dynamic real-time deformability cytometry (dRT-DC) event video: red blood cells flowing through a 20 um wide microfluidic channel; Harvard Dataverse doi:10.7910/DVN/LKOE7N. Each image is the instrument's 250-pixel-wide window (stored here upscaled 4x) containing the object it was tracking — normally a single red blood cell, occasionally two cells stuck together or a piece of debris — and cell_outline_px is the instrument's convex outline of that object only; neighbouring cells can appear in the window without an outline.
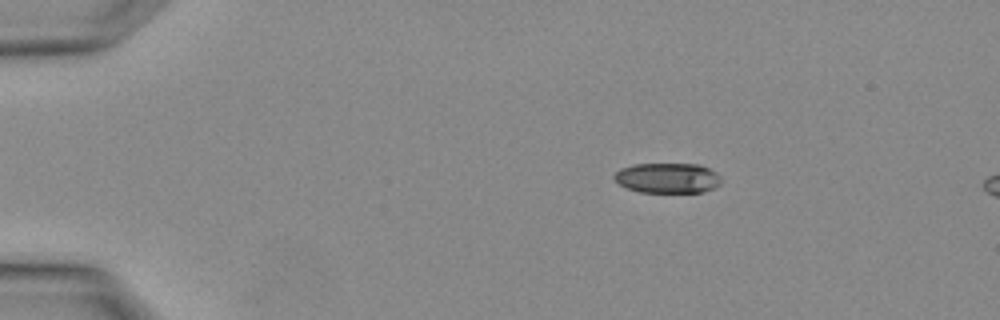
{"species": "Egyptian fruit bat (a non-hibernating species)", "species_latin": "Rousettus aegyptiacus", "temperature_condition": "warm", "stored_images_in_passage": 3, "camera_frame_rate_fps": 3000, "um_per_image_px": 0.085, "animal": {"sex": "female"}, "frame": {"image": 1, "passage_image": 1, "time_ms": 0.0, "image_size_px": [1000, 320], "cell_outline_px": [[720, 184], [704, 192], [640, 192], [628, 188], [620, 184], [612, 176], [620, 168], [632, 164], [700, 164], [716, 172], [720, 176]], "centroid_in_image_um": [56.74, 15.12], "position_along_channel_um": 28.3, "area_um2": 18.79}}